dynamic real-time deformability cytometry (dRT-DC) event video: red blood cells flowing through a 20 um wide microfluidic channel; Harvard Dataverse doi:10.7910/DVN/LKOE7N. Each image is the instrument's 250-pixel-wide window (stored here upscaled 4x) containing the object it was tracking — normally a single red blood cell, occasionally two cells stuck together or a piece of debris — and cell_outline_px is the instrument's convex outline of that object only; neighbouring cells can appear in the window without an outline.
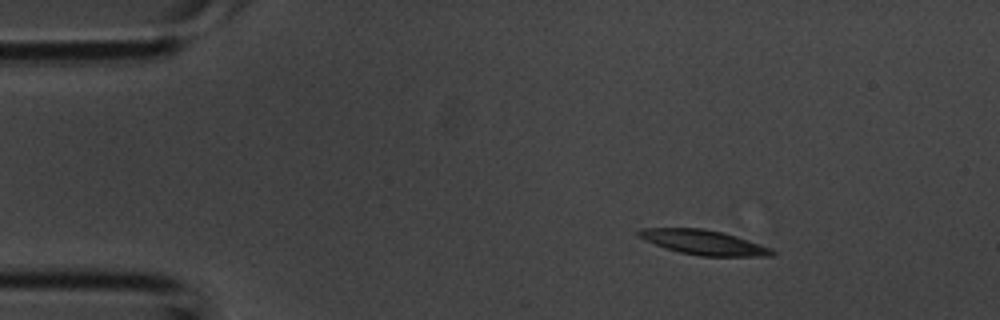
{"species": "common noctule bat (a hibernating species)", "species_latin": "Nyctalus noctula", "temperature_condition": "room temperature", "stored_images_in_passage": 3, "camera_frame_rate_fps": 3000, "um_per_image_px": 0.085, "animal": {"sex": "male", "body_mass_g": 20.1, "forearm_length_mm": 53.5}, "frame": {"image": 1, "passage_image": 1, "time_ms": 0.0, "image_size_px": [1000, 320], "cell_outline_px": [[776, 252], [772, 256], [700, 256], [680, 252], [656, 244], [636, 236], [636, 232], [640, 228], [704, 228], [724, 232], [772, 248]], "centroid_in_image_um": [59.82, 20.59], "position_along_channel_um": 25.2, "area_um2": 19.13}}